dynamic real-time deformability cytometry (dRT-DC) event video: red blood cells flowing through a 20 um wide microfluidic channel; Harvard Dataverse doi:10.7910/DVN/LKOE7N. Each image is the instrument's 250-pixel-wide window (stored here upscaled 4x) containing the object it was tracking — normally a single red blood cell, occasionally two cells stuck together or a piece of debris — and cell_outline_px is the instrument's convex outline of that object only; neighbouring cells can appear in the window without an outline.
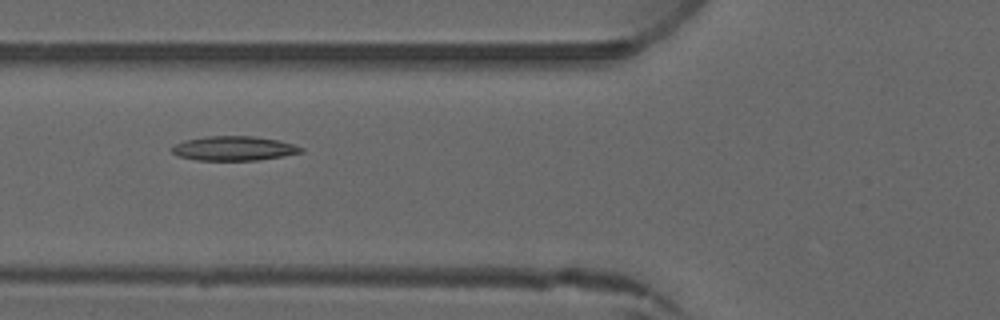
{"species": "common noctule bat (a hibernating species)", "species_latin": "Nyctalus noctula", "temperature_condition": "warm", "stored_images_in_passage": 2, "camera_frame_rate_fps": 3000, "um_per_image_px": 0.085, "animal": {"sex": "male", "forearm_length_mm": 52.5}, "frame": {"image": 1, "passage_image": 2, "time_ms": 1.0, "image_size_px": [1000, 320], "cell_outline_px": [[304, 152], [284, 156], [260, 160], [196, 160], [180, 156], [172, 152], [172, 148], [176, 144], [184, 140], [204, 136], [252, 136], [276, 140], [292, 144], [304, 148]], "centroid_in_image_um": [19.9, 12.61], "position_along_channel_um": 105.9, "area_um2": 18.26}}